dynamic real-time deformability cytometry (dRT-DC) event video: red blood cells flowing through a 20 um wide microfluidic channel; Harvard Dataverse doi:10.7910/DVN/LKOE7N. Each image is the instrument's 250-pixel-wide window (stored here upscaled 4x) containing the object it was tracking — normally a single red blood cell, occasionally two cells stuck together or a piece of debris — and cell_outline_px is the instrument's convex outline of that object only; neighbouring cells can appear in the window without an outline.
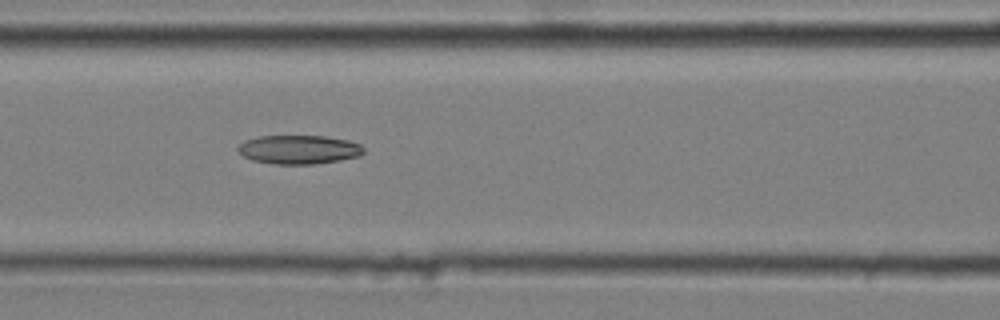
{"species": "common noctule bat (a hibernating species)", "species_latin": "Nyctalus noctula", "temperature_condition": "cold", "stored_images_in_passage": 10, "camera_frame_rate_fps": 3000, "um_per_image_px": 0.085, "animal": {"sex": "male", "body_mass_g": 20.4}, "frame": {"image": 1, "passage_image": 6, "time_ms": 1.667, "image_size_px": [1000, 320], "cell_outline_px": [[364, 152], [360, 156], [340, 160], [316, 164], [272, 164], [252, 160], [244, 156], [236, 148], [244, 140], [256, 136], [324, 136], [348, 140], [360, 144], [364, 148]], "centroid_in_image_um": [25.4, 12.71], "position_along_channel_um": 141.2, "area_um2": 21.27}}
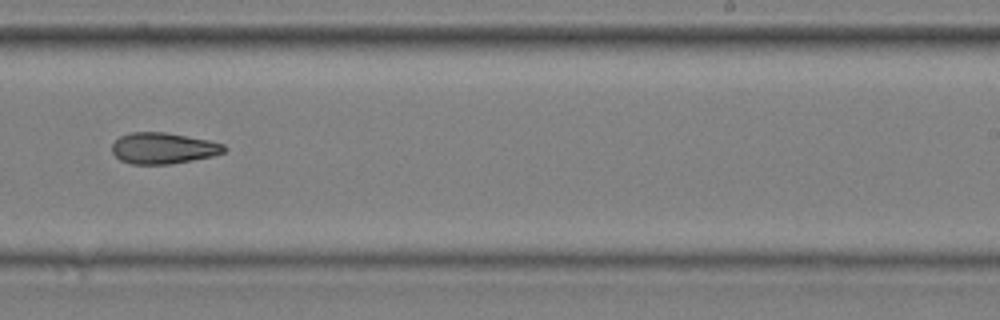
{"frame": {"image": 2, "passage_image": 9, "time_ms": 2.667, "image_size_px": [1000, 320], "cell_outline_px": [[228, 148], [224, 152], [212, 156], [172, 164], [132, 164], [120, 160], [112, 152], [112, 144], [120, 136], [132, 132], [164, 132], [208, 140], [224, 144]], "centroid_in_image_um": [13.87, 12.6], "position_along_channel_um": 275.1, "area_um2": 20.29}}
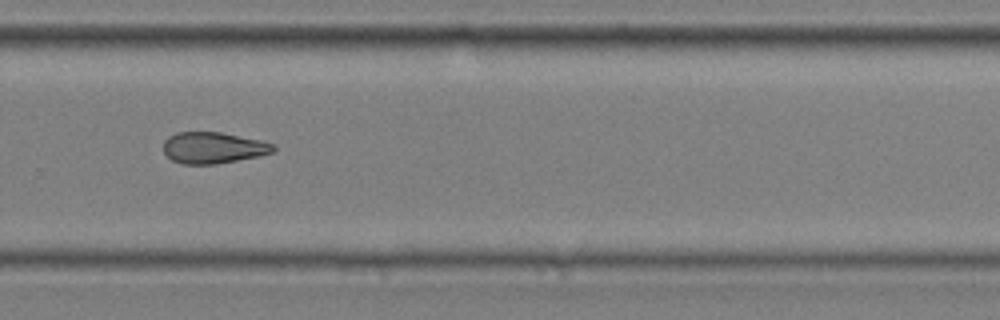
{"frame": {"image": 3, "passage_image": 10, "time_ms": 3.0, "image_size_px": [1000, 320], "cell_outline_px": [[276, 152], [260, 156], [216, 164], [180, 164], [172, 160], [164, 152], [164, 140], [168, 136], [176, 132], [220, 132], [260, 140], [272, 144], [276, 148]], "centroid_in_image_um": [18.12, 12.56], "position_along_channel_um": 311.7, "area_um2": 20.17}}